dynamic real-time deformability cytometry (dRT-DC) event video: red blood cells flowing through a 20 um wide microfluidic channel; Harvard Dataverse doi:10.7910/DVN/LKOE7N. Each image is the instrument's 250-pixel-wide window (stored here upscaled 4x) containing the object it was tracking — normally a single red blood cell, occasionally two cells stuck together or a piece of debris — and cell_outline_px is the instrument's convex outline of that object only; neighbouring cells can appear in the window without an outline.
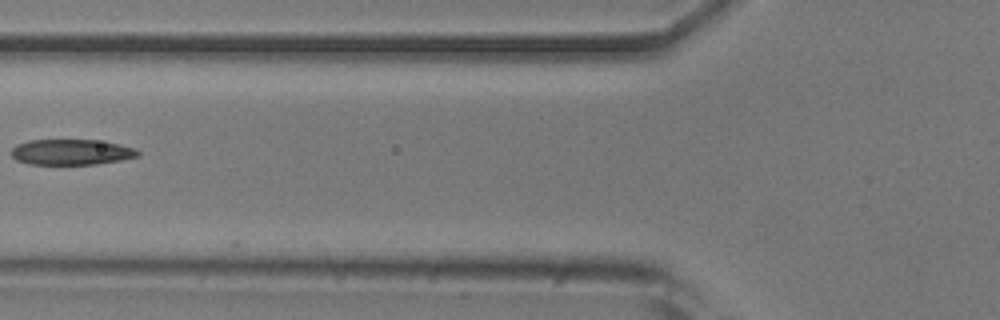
{"species": "common noctule bat (a hibernating species)", "species_latin": "Nyctalus noctula", "temperature_condition": "room temperature", "stored_images_in_passage": 37, "camera_frame_rate_fps": 3000, "um_per_image_px": 0.085, "animal": {"sex": "male", "body_mass_g": 20.5, "forearm_length_mm": 52.5}, "frame": {"image": 1, "passage_image": 5, "time_ms": 1.333, "image_size_px": [1000, 320], "cell_outline_px": [[140, 156], [120, 160], [96, 164], [28, 164], [16, 160], [12, 156], [12, 148], [16, 144], [28, 140], [96, 140], [120, 144], [136, 148], [140, 152]], "centroid_in_image_um": [6.07, 12.92], "position_along_channel_um": 119.7, "area_um2": 18.96}}
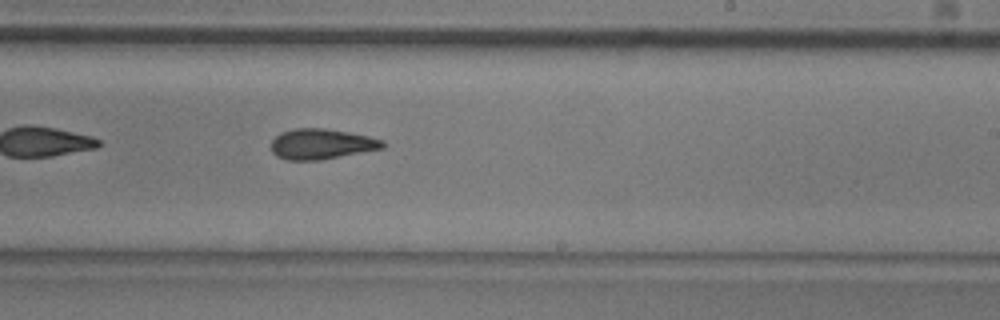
{"frame": {"image": 2, "passage_image": 16, "time_ms": 5.0, "image_size_px": [1000, 320], "cell_outline_px": [[384, 148], [320, 160], [288, 160], [276, 156], [272, 152], [272, 140], [280, 132], [292, 128], [324, 128], [348, 132], [368, 136], [384, 140]], "centroid_in_image_um": [27.31, 12.23], "position_along_channel_um": 261.7, "area_um2": 19.77}}
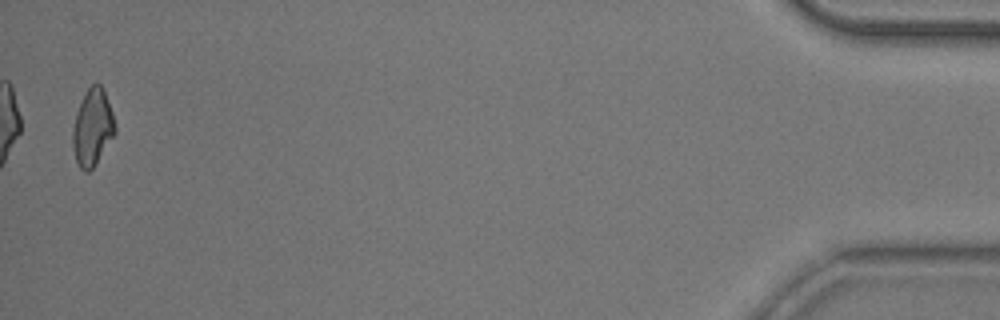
{"frame": {"image": 3, "passage_image": 36, "time_ms": 11.667, "image_size_px": [1000, 320], "cell_outline_px": [[116, 132], [92, 168], [88, 172], [84, 172], [80, 168], [76, 160], [72, 144], [72, 132], [76, 112], [84, 92], [92, 84], [100, 84], [104, 92], [112, 112], [116, 128]], "centroid_in_image_um": [7.84, 10.83], "position_along_channel_um": 427.4, "area_um2": 18.67}}